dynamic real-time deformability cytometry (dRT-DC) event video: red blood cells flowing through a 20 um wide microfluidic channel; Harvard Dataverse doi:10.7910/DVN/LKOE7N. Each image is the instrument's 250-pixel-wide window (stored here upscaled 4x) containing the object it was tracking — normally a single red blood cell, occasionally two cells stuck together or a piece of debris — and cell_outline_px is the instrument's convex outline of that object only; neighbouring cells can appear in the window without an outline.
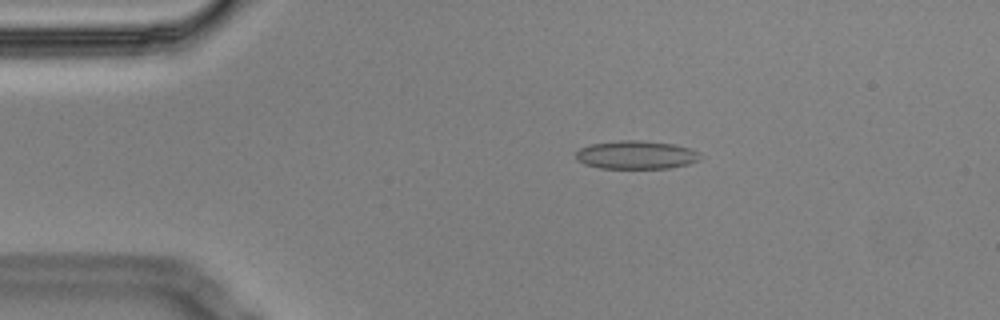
{"species": "Egyptian fruit bat (a non-hibernating species)", "species_latin": "Rousettus aegyptiacus", "temperature_condition": "cold", "stored_images_in_passage": 47, "camera_frame_rate_fps": 3000, "um_per_image_px": 0.085, "animal": {"sex": "male"}, "frame": {"image": 1, "passage_image": 1, "time_ms": 0.0, "image_size_px": [1000, 320], "cell_outline_px": [[700, 160], [688, 164], [668, 168], [600, 168], [584, 164], [576, 160], [576, 152], [580, 148], [592, 144], [620, 140], [640, 140], [676, 144], [700, 152]], "centroid_in_image_um": [54.08, 13.16], "position_along_channel_um": 30.9, "area_um2": 20.58}}
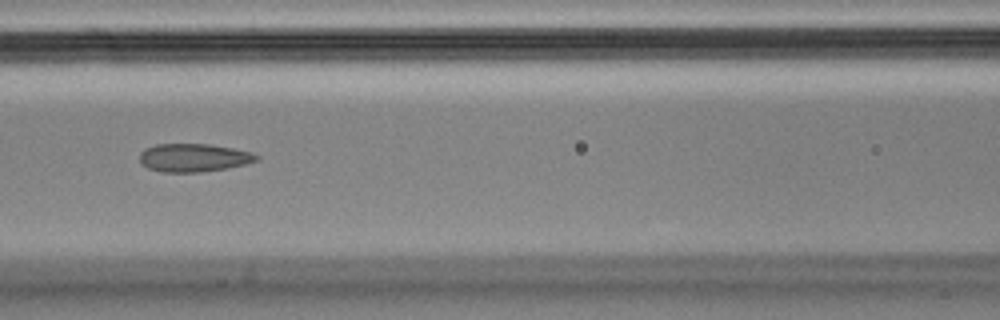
{"frame": {"image": 2, "passage_image": 15, "time_ms": 4.667, "image_size_px": [1000, 320], "cell_outline_px": [[260, 160], [244, 164], [224, 168], [200, 172], [164, 172], [148, 168], [140, 164], [140, 152], [144, 148], [156, 144], [208, 144], [232, 148], [252, 152], [260, 156]], "centroid_in_image_um": [16.44, 13.4], "position_along_channel_um": 150.2, "area_um2": 19.19}}
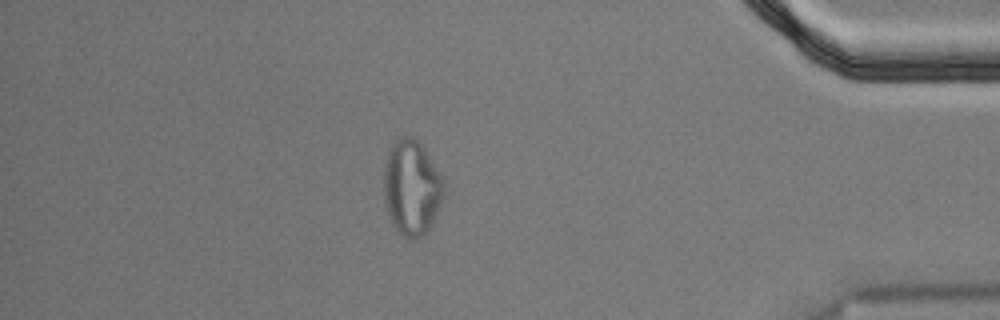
{"frame": {"image": 3, "passage_image": 40, "time_ms": 13.0, "image_size_px": [1000, 320], "cell_outline_px": [[444, 196], [432, 224], [428, 232], [424, 236], [416, 240], [408, 240], [396, 232], [388, 216], [384, 200], [384, 164], [388, 148], [400, 136], [412, 136], [424, 148], [444, 180]], "centroid_in_image_um": [34.98, 16.0], "position_along_channel_um": 400.2, "area_um2": 33.99}, "authors_computed_cell_mechanics": {"area_um2": 20.9814, "velocity_mm_per_s": 3.4726, "shape_relaxation_time_tau1_ms": null, "shape_relaxation_time_tau2_ms": 1.2804, "deformation_change_tau1": null, "deformation_change_tau2": 0.0624}}